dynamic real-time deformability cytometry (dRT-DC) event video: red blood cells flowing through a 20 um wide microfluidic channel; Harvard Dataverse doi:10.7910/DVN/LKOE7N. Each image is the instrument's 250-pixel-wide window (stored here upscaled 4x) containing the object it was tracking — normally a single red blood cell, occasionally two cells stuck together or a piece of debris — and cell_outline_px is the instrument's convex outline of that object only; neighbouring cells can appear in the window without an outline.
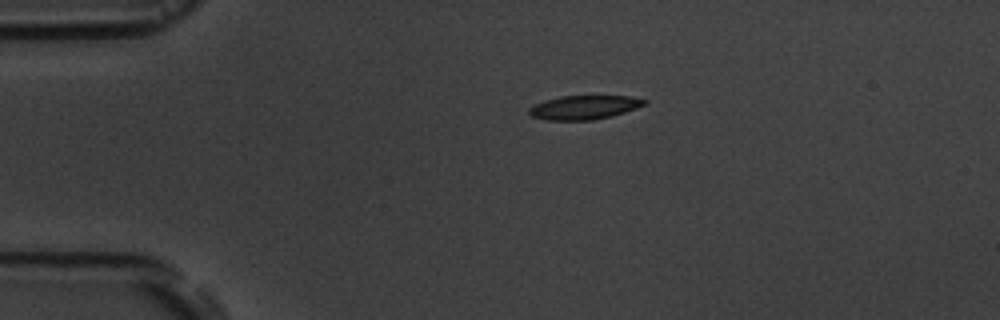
{"species": "common noctule bat (a hibernating species)", "species_latin": "Nyctalus noctula", "temperature_condition": "room temperature", "stored_images_in_passage": 2, "camera_frame_rate_fps": 3000, "um_per_image_px": 0.085, "animal": {"sex": "male", "body_mass_g": 19.5, "forearm_length_mm": 54.6}, "frame": {"image": 1, "passage_image": 1, "time_ms": 0.0, "image_size_px": [1000, 320], "cell_outline_px": [[648, 104], [612, 116], [592, 120], [548, 120], [532, 116], [528, 112], [528, 108], [544, 100], [560, 96], [628, 96], [648, 100]], "centroid_in_image_um": [49.67, 9.12], "position_along_channel_um": 35.3, "area_um2": 16.07}}